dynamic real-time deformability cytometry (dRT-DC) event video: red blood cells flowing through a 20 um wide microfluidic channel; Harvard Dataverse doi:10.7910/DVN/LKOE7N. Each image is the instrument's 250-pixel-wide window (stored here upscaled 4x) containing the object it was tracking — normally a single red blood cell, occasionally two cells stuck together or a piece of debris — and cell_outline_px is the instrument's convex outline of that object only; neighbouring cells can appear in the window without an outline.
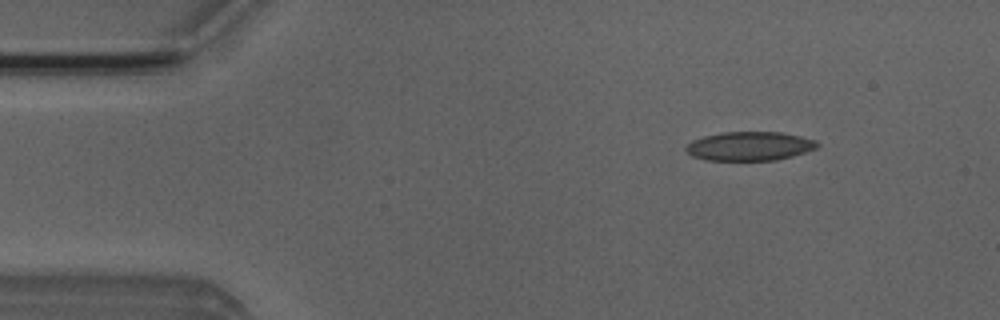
{"species": "Egyptian fruit bat (a non-hibernating species)", "species_latin": "Rousettus aegyptiacus", "temperature_condition": "room temperature", "stored_images_in_passage": 6, "camera_frame_rate_fps": 3000, "um_per_image_px": 0.085, "animal": {"sex": "male"}, "frame": {"image": 1, "passage_image": 6, "time_ms": 6.0, "image_size_px": [1000, 320], "cell_outline_px": [[820, 144], [816, 148], [792, 156], [776, 160], [704, 160], [692, 156], [684, 148], [692, 140], [704, 136], [724, 132], [780, 132], [800, 136], [816, 140]], "centroid_in_image_um": [63.71, 12.42], "position_along_channel_um": 21.3, "area_um2": 22.08}}